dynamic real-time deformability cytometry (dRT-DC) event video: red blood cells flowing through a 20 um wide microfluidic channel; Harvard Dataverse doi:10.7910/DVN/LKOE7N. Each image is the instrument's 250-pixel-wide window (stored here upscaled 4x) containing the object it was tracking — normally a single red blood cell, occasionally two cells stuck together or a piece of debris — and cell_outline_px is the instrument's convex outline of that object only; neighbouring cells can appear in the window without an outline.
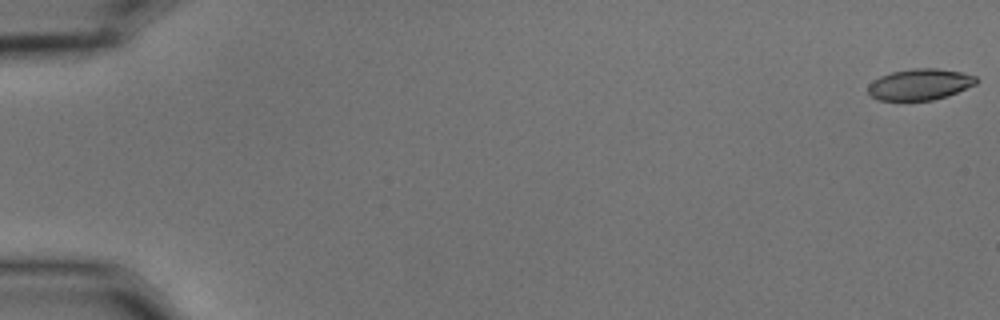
{"species": "common noctule bat (a hibernating species)", "species_latin": "Nyctalus noctula", "temperature_condition": "cold", "stored_images_in_passage": 57, "camera_frame_rate_fps": 3000, "um_per_image_px": 0.085, "animal": {"sex": "male", "body_mass_g": 15.6}, "frame": {"image": 1, "passage_image": 1, "time_ms": 0.0, "image_size_px": [1000, 320], "cell_outline_px": [[980, 80], [976, 84], [948, 96], [932, 100], [876, 100], [868, 92], [868, 84], [872, 80], [880, 76], [892, 72], [912, 68], [936, 68], [960, 72], [976, 76]], "centroid_in_image_um": [78.19, 7.17], "position_along_channel_um": 6.8, "area_um2": 19.77}}
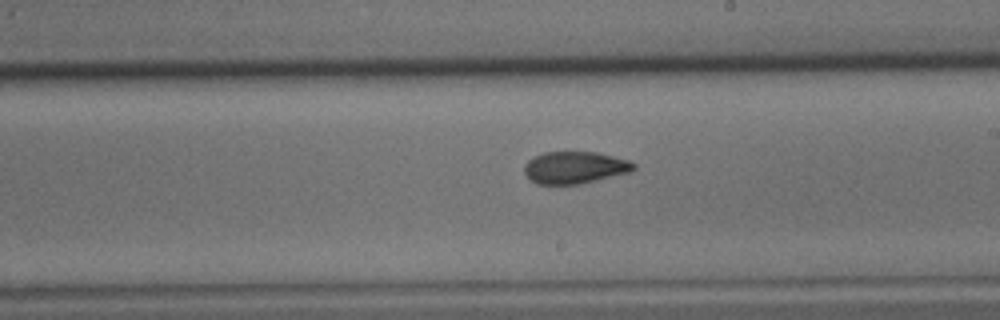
{"frame": {"image": 2, "passage_image": 34, "time_ms": 11.0, "image_size_px": [1000, 320], "cell_outline_px": [[636, 168], [628, 172], [580, 184], [536, 184], [524, 172], [524, 164], [528, 160], [544, 152], [596, 152], [628, 160], [636, 164]], "centroid_in_image_um": [48.84, 14.24], "position_along_channel_um": 240.2, "area_um2": 20.23}}
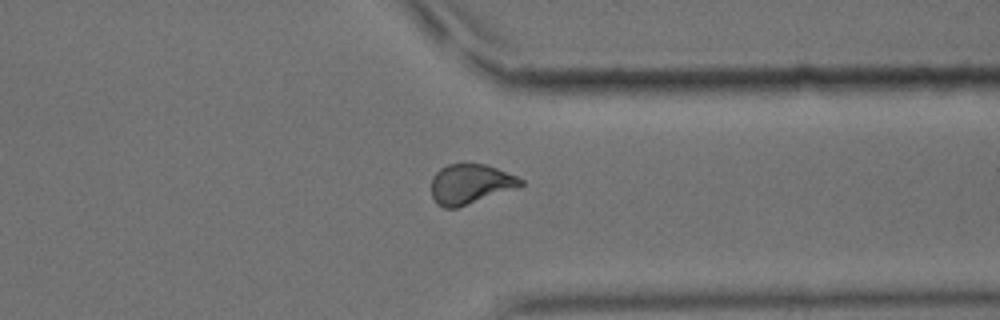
{"frame": {"image": 3, "passage_image": 45, "time_ms": 14.667, "image_size_px": [1000, 320], "cell_outline_px": [[524, 184], [456, 208], [444, 208], [436, 204], [432, 196], [432, 176], [440, 168], [448, 164], [484, 164], [496, 168], [516, 176], [524, 180]], "centroid_in_image_um": [39.92, 15.63], "position_along_channel_um": 371.5, "area_um2": 20.29}, "authors_computed_cell_mechanics": {"area_um2": 20.9814, "velocity_mm_per_s": 3.5929, "shape_relaxation_time_tau1_ms": 4.7836, "shape_relaxation_time_tau2_ms": 2.3915, "deformation_change_tau1": 0.1426, "deformation_change_tau2": 0.0706}}